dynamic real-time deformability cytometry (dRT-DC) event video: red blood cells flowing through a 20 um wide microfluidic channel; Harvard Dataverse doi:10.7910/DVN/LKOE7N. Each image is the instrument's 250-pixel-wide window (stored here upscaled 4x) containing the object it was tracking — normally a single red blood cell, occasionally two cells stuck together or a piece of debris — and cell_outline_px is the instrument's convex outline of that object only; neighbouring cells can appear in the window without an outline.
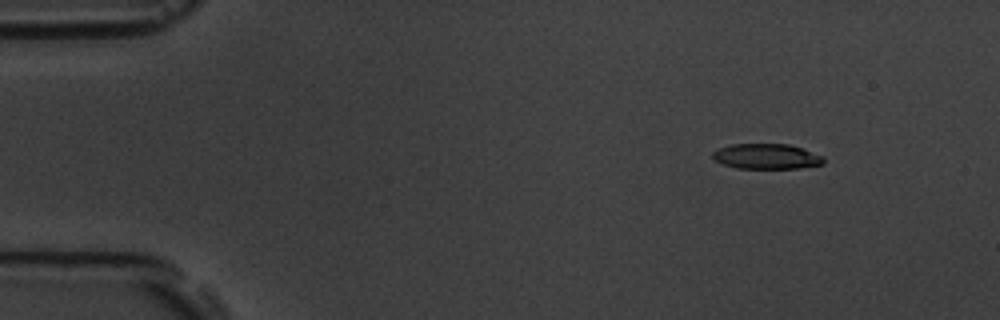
{"species": "common noctule bat (a hibernating species)", "species_latin": "Nyctalus noctula", "temperature_condition": "room temperature", "stored_images_in_passage": 4, "camera_frame_rate_fps": 3000, "um_per_image_px": 0.085, "animal": {"sex": "male", "body_mass_g": 19.5, "forearm_length_mm": 54.6}, "frame": {"image": 1, "passage_image": 1, "time_ms": 0.0, "image_size_px": [1000, 320], "cell_outline_px": [[824, 164], [800, 168], [736, 168], [724, 164], [716, 160], [712, 156], [712, 152], [720, 148], [732, 144], [788, 144], [824, 156]], "centroid_in_image_um": [65.17, 13.3], "position_along_channel_um": 19.8, "area_um2": 16.18}}
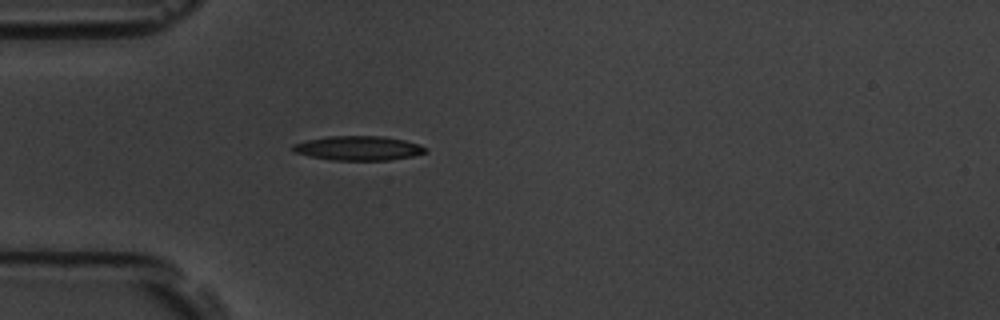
{"frame": {"image": 2, "passage_image": 4, "time_ms": 3.333, "image_size_px": [1000, 320], "cell_outline_px": [[428, 152], [412, 156], [388, 160], [332, 160], [308, 156], [292, 152], [292, 144], [308, 140], [328, 136], [384, 136], [404, 140], [420, 144], [428, 148]], "centroid_in_image_um": [30.47, 12.59], "position_along_channel_um": 54.5, "area_um2": 18.96}}